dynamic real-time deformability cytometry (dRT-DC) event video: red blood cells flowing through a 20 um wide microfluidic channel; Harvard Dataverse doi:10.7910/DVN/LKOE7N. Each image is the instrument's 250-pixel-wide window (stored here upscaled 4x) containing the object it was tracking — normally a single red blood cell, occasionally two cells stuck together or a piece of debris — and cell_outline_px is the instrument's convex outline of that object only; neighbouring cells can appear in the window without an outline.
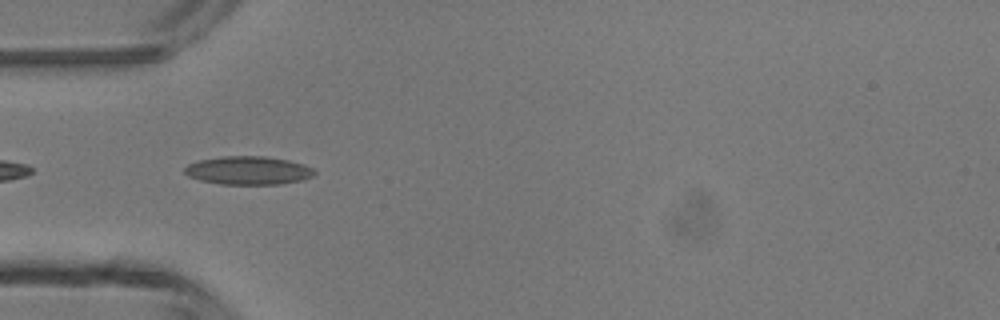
{"species": "common noctule bat (a hibernating species)", "species_latin": "Nyctalus noctula", "temperature_condition": "room temperature", "stored_images_in_passage": 5, "camera_frame_rate_fps": 3000, "um_per_image_px": 0.085, "animal": {"sex": "male", "body_mass_g": 13.3}, "frame": {"image": 1, "passage_image": 5, "time_ms": 4.333, "image_size_px": [1000, 320], "cell_outline_px": [[316, 172], [312, 176], [304, 180], [280, 184], [220, 184], [200, 180], [188, 176], [184, 172], [184, 168], [188, 164], [200, 160], [220, 156], [264, 156], [288, 160], [304, 164], [312, 168]], "centroid_in_image_um": [21.11, 14.49], "position_along_channel_um": 63.9, "area_um2": 21.5}}